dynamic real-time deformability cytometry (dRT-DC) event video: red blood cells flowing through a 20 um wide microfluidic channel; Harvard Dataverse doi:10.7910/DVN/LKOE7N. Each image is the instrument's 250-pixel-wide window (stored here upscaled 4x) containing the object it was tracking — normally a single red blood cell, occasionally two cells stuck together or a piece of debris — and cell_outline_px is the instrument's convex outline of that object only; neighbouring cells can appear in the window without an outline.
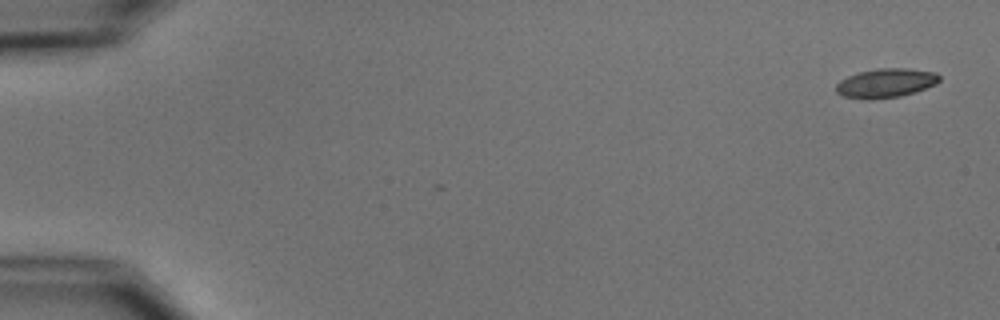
{"species": "common noctule bat (a hibernating species)", "species_latin": "Nyctalus noctula", "temperature_condition": "cold", "stored_images_in_passage": 2, "camera_frame_rate_fps": 3000, "um_per_image_px": 0.085, "animal": {"sex": "male", "body_mass_g": 15.6}, "frame": {"image": 1, "passage_image": 2, "time_ms": 1.333, "image_size_px": [1000, 320], "cell_outline_px": [[940, 80], [936, 84], [916, 92], [900, 96], [868, 100], [844, 96], [836, 92], [836, 84], [840, 80], [848, 76], [860, 72], [876, 68], [908, 68], [936, 72], [940, 76]], "centroid_in_image_um": [75.31, 7.05], "position_along_channel_um": 9.7, "area_um2": 17.63}}